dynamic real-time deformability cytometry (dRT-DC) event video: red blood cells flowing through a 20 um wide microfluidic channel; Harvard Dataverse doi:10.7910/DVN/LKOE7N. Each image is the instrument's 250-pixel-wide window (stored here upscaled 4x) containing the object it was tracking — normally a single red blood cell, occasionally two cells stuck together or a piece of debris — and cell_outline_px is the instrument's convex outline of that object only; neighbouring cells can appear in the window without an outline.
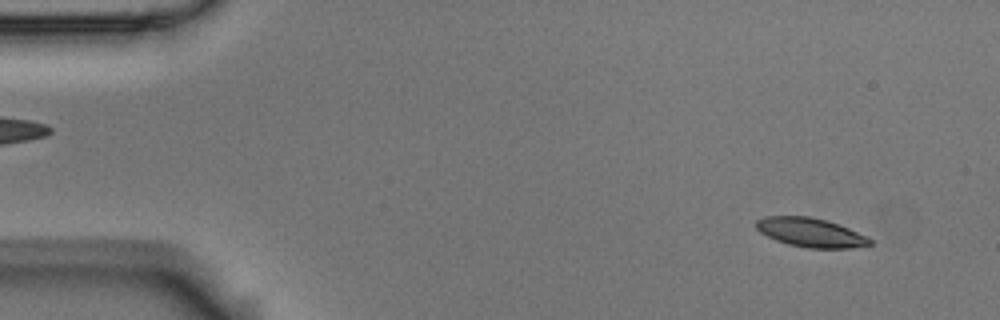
{"species": "Egyptian fruit bat (a non-hibernating species)", "species_latin": "Rousettus aegyptiacus", "temperature_condition": "room temperature", "stored_images_in_passage": 5, "camera_frame_rate_fps": 3000, "um_per_image_px": 0.085, "animal": {"sex": "male"}, "frame": {"image": 1, "passage_image": 1, "time_ms": 0.0, "image_size_px": [1000, 320], "cell_outline_px": [[872, 244], [852, 248], [808, 248], [788, 244], [776, 240], [760, 232], [756, 228], [756, 220], [764, 216], [808, 216], [828, 220], [868, 236], [872, 240]], "centroid_in_image_um": [68.91, 19.76], "position_along_channel_um": 16.1, "area_um2": 19.31}}
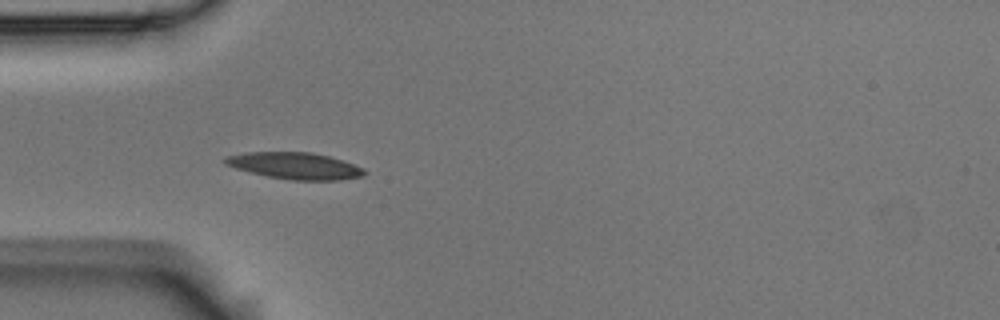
{"frame": {"image": 2, "passage_image": 4, "time_ms": 1.0, "image_size_px": [1000, 320], "cell_outline_px": [[368, 172], [364, 176], [340, 180], [292, 180], [268, 176], [236, 168], [224, 164], [220, 160], [228, 156], [244, 152], [312, 152], [328, 156], [364, 168]], "centroid_in_image_um": [25.07, 14.09], "position_along_channel_um": 59.9, "area_um2": 21.56}}